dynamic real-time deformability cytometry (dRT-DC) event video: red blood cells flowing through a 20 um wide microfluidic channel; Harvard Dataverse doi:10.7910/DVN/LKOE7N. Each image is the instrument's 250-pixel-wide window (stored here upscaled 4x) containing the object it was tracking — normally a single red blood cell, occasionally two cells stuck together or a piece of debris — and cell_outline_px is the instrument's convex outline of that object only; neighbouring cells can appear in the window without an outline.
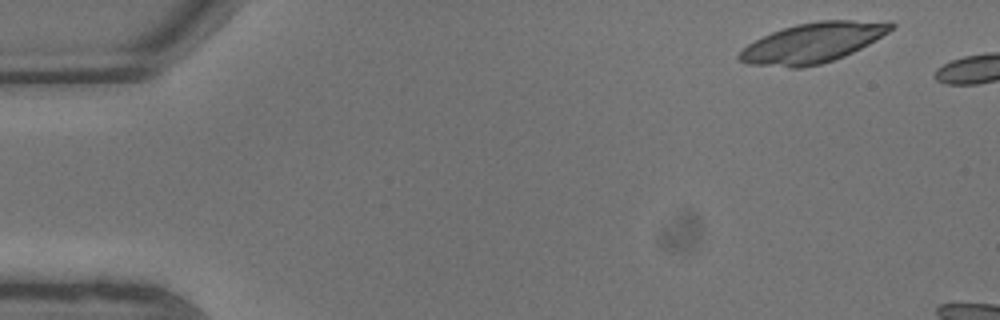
{"species": "common noctule bat (a hibernating species)", "species_latin": "Nyctalus noctula", "temperature_condition": "warm", "stored_images_in_passage": 2, "camera_frame_rate_fps": 3000, "um_per_image_px": 0.085, "animal": {"sex": "male", "body_mass_g": 13.3}, "frame": {"image": 1, "passage_image": 1, "time_ms": 0.0, "image_size_px": [1000, 320], "cell_outline_px": [[896, 24], [888, 32], [868, 44], [844, 56], [820, 64], [800, 68], [788, 68], [748, 64], [740, 60], [736, 56], [748, 44], [772, 32], [796, 24], [820, 20], [892, 20]], "centroid_in_image_um": [69.11, 3.63], "position_along_channel_um": 15.9, "area_um2": 35.32}}